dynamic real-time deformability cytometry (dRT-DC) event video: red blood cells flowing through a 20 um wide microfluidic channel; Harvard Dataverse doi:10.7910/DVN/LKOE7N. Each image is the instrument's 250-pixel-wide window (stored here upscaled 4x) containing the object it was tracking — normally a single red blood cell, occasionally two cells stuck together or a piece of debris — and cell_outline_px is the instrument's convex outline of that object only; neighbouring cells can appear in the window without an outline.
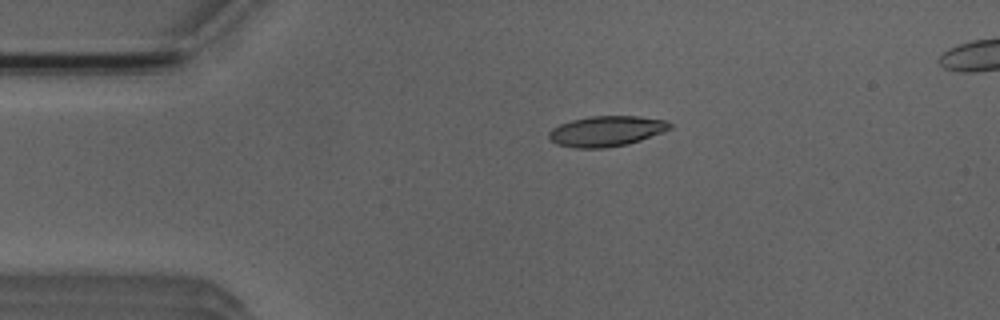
{"species": "Egyptian fruit bat (a non-hibernating species)", "species_latin": "Rousettus aegyptiacus", "temperature_condition": "room temperature", "stored_images_in_passage": 4, "camera_frame_rate_fps": 3000, "um_per_image_px": 0.085, "animal": {"sex": "male"}, "frame": {"image": 1, "passage_image": 2, "time_ms": 2.333, "image_size_px": [1000, 320], "cell_outline_px": [[672, 128], [664, 132], [628, 144], [604, 148], [576, 148], [556, 144], [548, 136], [548, 132], [552, 128], [560, 124], [572, 120], [588, 116], [640, 116], [664, 120], [672, 124]], "centroid_in_image_um": [51.55, 11.14], "position_along_channel_um": 33.5, "area_um2": 21.5}}
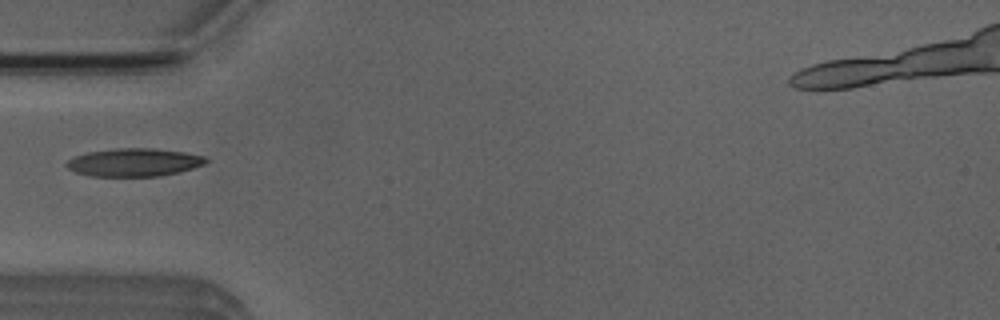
{"frame": {"image": 2, "passage_image": 4, "time_ms": 4.333, "image_size_px": [1000, 320], "cell_outline_px": [[208, 160], [204, 164], [192, 168], [160, 176], [92, 176], [76, 172], [68, 168], [64, 164], [68, 160], [76, 156], [88, 152], [116, 148], [152, 148], [184, 152], [204, 156]], "centroid_in_image_um": [11.38, 13.79], "position_along_channel_um": 73.6, "area_um2": 22.54}}